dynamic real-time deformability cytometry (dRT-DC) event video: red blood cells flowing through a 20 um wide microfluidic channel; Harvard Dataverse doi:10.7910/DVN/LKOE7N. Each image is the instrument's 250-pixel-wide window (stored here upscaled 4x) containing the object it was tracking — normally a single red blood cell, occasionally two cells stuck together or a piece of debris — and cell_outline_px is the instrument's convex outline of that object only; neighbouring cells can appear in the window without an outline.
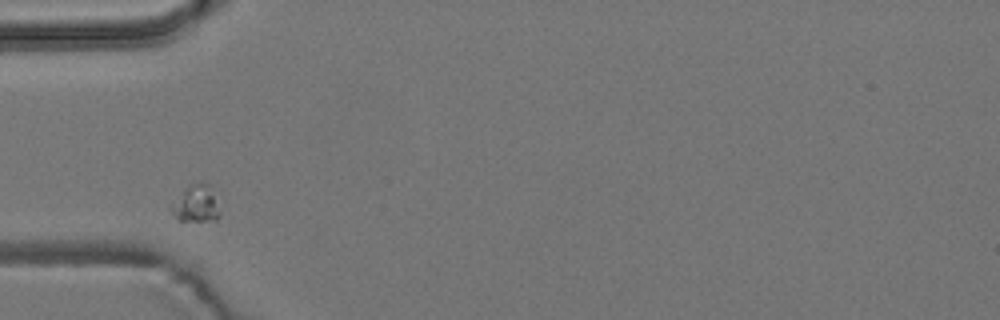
{"species": "common noctule bat (a hibernating species)", "species_latin": "Nyctalus noctula", "temperature_condition": "room temperature", "stored_images_in_passage": 2, "camera_frame_rate_fps": 3000, "um_per_image_px": 0.085, "animal": {"sex": "male", "body_mass_g": 19.2, "forearm_length_mm": 51.8}, "frame": {"image": 1, "passage_image": 1, "time_ms": 0.0, "image_size_px": [1000, 320], "cell_outline_px": [[220, 216], [216, 220], [176, 220], [168, 208], [168, 204], [188, 184], [200, 180], [208, 184], [220, 212]], "centroid_in_image_um": [16.56, 17.29], "position_along_channel_um": 68.4, "area_um2": 10.75}}